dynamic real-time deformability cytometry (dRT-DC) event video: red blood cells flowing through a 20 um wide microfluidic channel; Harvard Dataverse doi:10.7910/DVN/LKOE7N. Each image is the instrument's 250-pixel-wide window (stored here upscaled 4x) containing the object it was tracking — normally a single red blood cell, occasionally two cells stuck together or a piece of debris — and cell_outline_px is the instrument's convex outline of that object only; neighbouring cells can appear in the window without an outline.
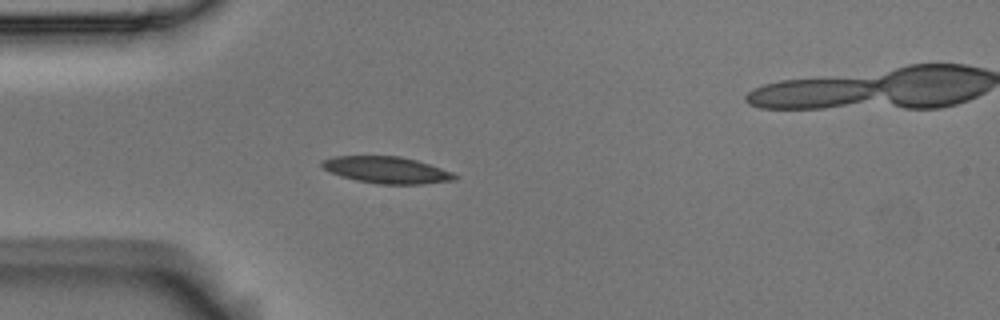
{"species": "Egyptian fruit bat (a non-hibernating species)", "species_latin": "Rousettus aegyptiacus", "temperature_condition": "room temperature", "stored_images_in_passage": 8, "camera_frame_rate_fps": 3000, "um_per_image_px": 0.085, "animal": {"sex": "male"}, "frame": {"image": 1, "passage_image": 3, "time_ms": 0.667, "image_size_px": [1000, 320], "cell_outline_px": [[460, 176], [456, 180], [424, 184], [376, 184], [356, 180], [340, 176], [324, 168], [320, 164], [320, 160], [336, 156], [400, 156], [416, 160], [452, 172]], "centroid_in_image_um": [32.88, 14.45], "position_along_channel_um": 52.1, "area_um2": 20.69}}
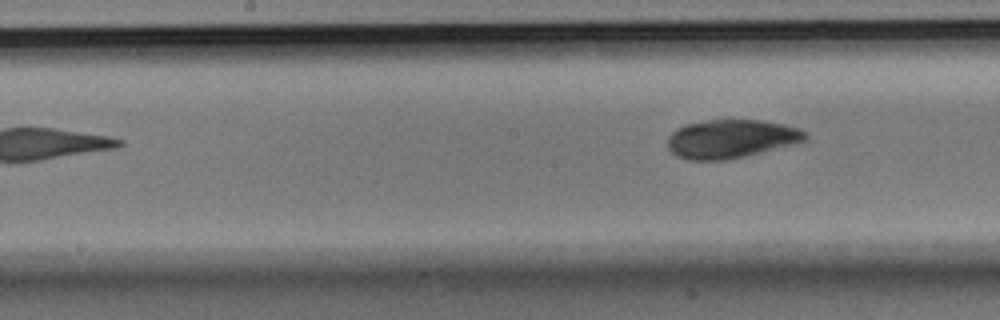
{"frame": {"image": 2, "passage_image": 8, "time_ms": 2.333, "image_size_px": [1000, 320], "cell_outline_px": [[808, 140], [796, 144], [728, 160], [688, 160], [676, 156], [668, 148], [668, 136], [676, 128], [684, 124], [708, 120], [760, 120], [784, 124], [800, 128], [808, 132]], "centroid_in_image_um": [62.17, 11.8], "position_along_channel_um": 186.0, "area_um2": 31.33}}